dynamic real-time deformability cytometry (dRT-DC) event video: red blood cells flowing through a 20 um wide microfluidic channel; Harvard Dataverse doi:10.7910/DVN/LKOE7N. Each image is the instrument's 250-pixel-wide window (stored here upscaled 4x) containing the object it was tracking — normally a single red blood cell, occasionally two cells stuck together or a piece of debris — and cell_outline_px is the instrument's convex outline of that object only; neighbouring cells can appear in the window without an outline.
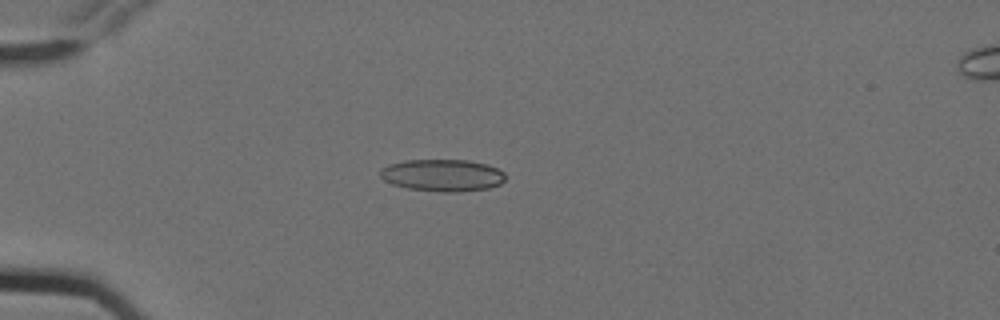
{"species": "Egyptian fruit bat (a non-hibernating species)", "species_latin": "Rousettus aegyptiacus", "temperature_condition": "cold", "stored_images_in_passage": 4, "camera_frame_rate_fps": 3000, "um_per_image_px": 0.085, "animal": {"sex": "female"}, "frame": {"image": 1, "passage_image": 2, "time_ms": 0.333, "image_size_px": [1000, 320], "cell_outline_px": [[504, 180], [500, 184], [488, 188], [460, 192], [440, 192], [408, 188], [392, 184], [384, 180], [380, 176], [380, 168], [388, 164], [404, 160], [468, 160], [488, 164], [504, 172]], "centroid_in_image_um": [37.59, 14.89], "position_along_channel_um": 47.4, "area_um2": 23.52}}